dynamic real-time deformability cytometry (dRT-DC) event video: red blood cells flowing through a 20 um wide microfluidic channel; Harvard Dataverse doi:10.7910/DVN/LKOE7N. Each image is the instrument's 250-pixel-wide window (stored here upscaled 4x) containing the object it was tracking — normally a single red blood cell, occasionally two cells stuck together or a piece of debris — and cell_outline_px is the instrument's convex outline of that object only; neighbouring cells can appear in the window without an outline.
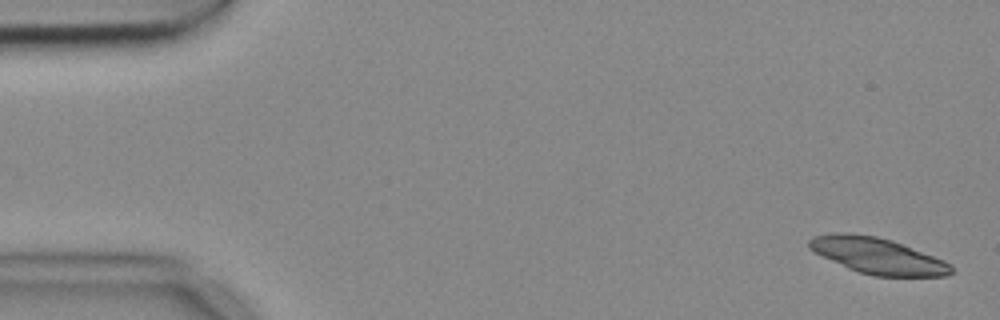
{"species": "common noctule bat (a hibernating species)", "species_latin": "Nyctalus noctula", "temperature_condition": "cold", "stored_images_in_passage": 5, "camera_frame_rate_fps": 3000, "um_per_image_px": 0.085, "animal": {"sex": "female", "body_mass_g": 18.4}, "frame": {"image": 1, "passage_image": 1, "time_ms": 0.0, "image_size_px": [1000, 320], "cell_outline_px": [[952, 272], [948, 276], [872, 276], [848, 268], [808, 248], [808, 240], [812, 236], [832, 232], [848, 232], [876, 236], [892, 240], [944, 260], [952, 264]], "centroid_in_image_um": [74.59, 21.72], "position_along_channel_um": 10.4, "area_um2": 29.77}}